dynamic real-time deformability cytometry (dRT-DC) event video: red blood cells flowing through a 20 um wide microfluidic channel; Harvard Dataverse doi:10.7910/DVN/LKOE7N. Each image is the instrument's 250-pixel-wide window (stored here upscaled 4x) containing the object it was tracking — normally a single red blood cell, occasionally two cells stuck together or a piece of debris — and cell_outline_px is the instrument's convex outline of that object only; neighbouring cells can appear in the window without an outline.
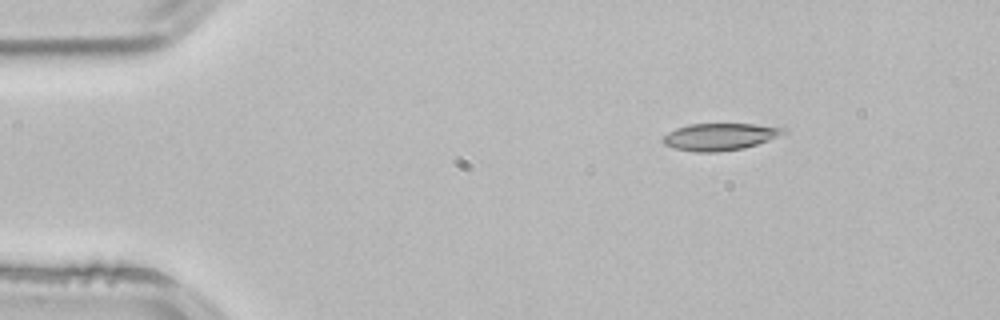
{"species": "common noctule bat (a hibernating species)", "species_latin": "Nyctalus noctula", "temperature_condition": "room temperature", "stored_images_in_passage": 2, "camera_frame_rate_fps": 3000, "um_per_image_px": 0.085, "animal": {"sex": "male", "body_mass_g": 21.5, "forearm_length_mm": 52.0}, "frame": {"image": 1, "passage_image": 1, "time_ms": 0.0, "image_size_px": [1000, 320], "cell_outline_px": [[788, 132], [768, 140], [744, 148], [716, 152], [696, 152], [676, 148], [664, 144], [660, 140], [668, 132], [676, 128], [688, 124], [756, 124], [788, 128]], "centroid_in_image_um": [61.2, 11.61], "position_along_channel_um": 23.8, "area_um2": 19.02}}